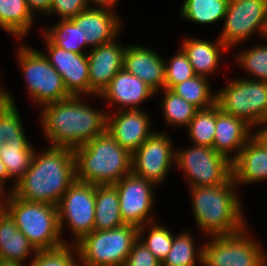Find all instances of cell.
<instances>
[{"mask_svg":"<svg viewBox=\"0 0 267 266\" xmlns=\"http://www.w3.org/2000/svg\"><path fill=\"white\" fill-rule=\"evenodd\" d=\"M44 54L62 76L66 90L74 96H89V66L87 54H78L56 46L45 34ZM47 55V56H46Z\"/></svg>","mask_w":267,"mask_h":266,"instance_id":"16","label":"cell"},{"mask_svg":"<svg viewBox=\"0 0 267 266\" xmlns=\"http://www.w3.org/2000/svg\"><path fill=\"white\" fill-rule=\"evenodd\" d=\"M262 126L259 130H257L255 133L252 131L251 137L258 142L262 147L267 149V119L261 120L257 122L253 127Z\"/></svg>","mask_w":267,"mask_h":266,"instance_id":"41","label":"cell"},{"mask_svg":"<svg viewBox=\"0 0 267 266\" xmlns=\"http://www.w3.org/2000/svg\"><path fill=\"white\" fill-rule=\"evenodd\" d=\"M235 57L238 65L254 77L251 80L267 81V45L241 50Z\"/></svg>","mask_w":267,"mask_h":266,"instance_id":"35","label":"cell"},{"mask_svg":"<svg viewBox=\"0 0 267 266\" xmlns=\"http://www.w3.org/2000/svg\"><path fill=\"white\" fill-rule=\"evenodd\" d=\"M220 108L215 104L207 109H199L187 126L191 142L197 146L213 148L216 130V114Z\"/></svg>","mask_w":267,"mask_h":266,"instance_id":"31","label":"cell"},{"mask_svg":"<svg viewBox=\"0 0 267 266\" xmlns=\"http://www.w3.org/2000/svg\"><path fill=\"white\" fill-rule=\"evenodd\" d=\"M137 240L138 227L131 224L110 230H93L75 243L78 261L84 266H123Z\"/></svg>","mask_w":267,"mask_h":266,"instance_id":"7","label":"cell"},{"mask_svg":"<svg viewBox=\"0 0 267 266\" xmlns=\"http://www.w3.org/2000/svg\"><path fill=\"white\" fill-rule=\"evenodd\" d=\"M153 95L156 93L146 83L123 68L99 96L110 105H117L115 109L118 111L141 109L139 105Z\"/></svg>","mask_w":267,"mask_h":266,"instance_id":"20","label":"cell"},{"mask_svg":"<svg viewBox=\"0 0 267 266\" xmlns=\"http://www.w3.org/2000/svg\"><path fill=\"white\" fill-rule=\"evenodd\" d=\"M3 201L2 208L37 251L68 244L60 234L57 206L27 201L13 192L5 193Z\"/></svg>","mask_w":267,"mask_h":266,"instance_id":"5","label":"cell"},{"mask_svg":"<svg viewBox=\"0 0 267 266\" xmlns=\"http://www.w3.org/2000/svg\"><path fill=\"white\" fill-rule=\"evenodd\" d=\"M24 264L20 263H10V262H0V266H23Z\"/></svg>","mask_w":267,"mask_h":266,"instance_id":"44","label":"cell"},{"mask_svg":"<svg viewBox=\"0 0 267 266\" xmlns=\"http://www.w3.org/2000/svg\"><path fill=\"white\" fill-rule=\"evenodd\" d=\"M149 117L143 109L108 112L106 131L132 154L155 132Z\"/></svg>","mask_w":267,"mask_h":266,"instance_id":"17","label":"cell"},{"mask_svg":"<svg viewBox=\"0 0 267 266\" xmlns=\"http://www.w3.org/2000/svg\"><path fill=\"white\" fill-rule=\"evenodd\" d=\"M232 178L237 187L267 179V149L252 137L232 162Z\"/></svg>","mask_w":267,"mask_h":266,"instance_id":"23","label":"cell"},{"mask_svg":"<svg viewBox=\"0 0 267 266\" xmlns=\"http://www.w3.org/2000/svg\"><path fill=\"white\" fill-rule=\"evenodd\" d=\"M125 225L121 218L118 191L114 185H95L94 231Z\"/></svg>","mask_w":267,"mask_h":266,"instance_id":"26","label":"cell"},{"mask_svg":"<svg viewBox=\"0 0 267 266\" xmlns=\"http://www.w3.org/2000/svg\"><path fill=\"white\" fill-rule=\"evenodd\" d=\"M82 99L72 95L41 108L40 122L49 147L74 150L106 131L107 112L89 107Z\"/></svg>","mask_w":267,"mask_h":266,"instance_id":"1","label":"cell"},{"mask_svg":"<svg viewBox=\"0 0 267 266\" xmlns=\"http://www.w3.org/2000/svg\"><path fill=\"white\" fill-rule=\"evenodd\" d=\"M75 181L74 151L48 146L41 154L35 151L30 168L15 184L13 193L27 201L57 206Z\"/></svg>","mask_w":267,"mask_h":266,"instance_id":"2","label":"cell"},{"mask_svg":"<svg viewBox=\"0 0 267 266\" xmlns=\"http://www.w3.org/2000/svg\"><path fill=\"white\" fill-rule=\"evenodd\" d=\"M215 127L213 148L220 155L233 162L251 138L252 127L241 118L226 114L221 110L216 114Z\"/></svg>","mask_w":267,"mask_h":266,"instance_id":"22","label":"cell"},{"mask_svg":"<svg viewBox=\"0 0 267 266\" xmlns=\"http://www.w3.org/2000/svg\"><path fill=\"white\" fill-rule=\"evenodd\" d=\"M229 0H183L181 18L197 24H212L223 20Z\"/></svg>","mask_w":267,"mask_h":266,"instance_id":"28","label":"cell"},{"mask_svg":"<svg viewBox=\"0 0 267 266\" xmlns=\"http://www.w3.org/2000/svg\"><path fill=\"white\" fill-rule=\"evenodd\" d=\"M210 42L200 38H185L181 49L187 55L195 75L209 78L218 69L221 52L229 49L218 38Z\"/></svg>","mask_w":267,"mask_h":266,"instance_id":"24","label":"cell"},{"mask_svg":"<svg viewBox=\"0 0 267 266\" xmlns=\"http://www.w3.org/2000/svg\"><path fill=\"white\" fill-rule=\"evenodd\" d=\"M4 196H5V193L0 189V209L3 206L4 201H2V200H4Z\"/></svg>","mask_w":267,"mask_h":266,"instance_id":"45","label":"cell"},{"mask_svg":"<svg viewBox=\"0 0 267 266\" xmlns=\"http://www.w3.org/2000/svg\"><path fill=\"white\" fill-rule=\"evenodd\" d=\"M36 150L25 134L20 114L14 102V97L0 85V159L4 163L10 179H16L15 184L30 168Z\"/></svg>","mask_w":267,"mask_h":266,"instance_id":"6","label":"cell"},{"mask_svg":"<svg viewBox=\"0 0 267 266\" xmlns=\"http://www.w3.org/2000/svg\"><path fill=\"white\" fill-rule=\"evenodd\" d=\"M57 208L61 236L67 223L74 236V241L69 243H77L94 230L95 185L76 180L63 194Z\"/></svg>","mask_w":267,"mask_h":266,"instance_id":"13","label":"cell"},{"mask_svg":"<svg viewBox=\"0 0 267 266\" xmlns=\"http://www.w3.org/2000/svg\"><path fill=\"white\" fill-rule=\"evenodd\" d=\"M27 2V5L29 7V10L32 12L33 15L34 12H38L41 15L45 14L44 16H47V14L50 11V7L52 5L53 0H25Z\"/></svg>","mask_w":267,"mask_h":266,"instance_id":"40","label":"cell"},{"mask_svg":"<svg viewBox=\"0 0 267 266\" xmlns=\"http://www.w3.org/2000/svg\"><path fill=\"white\" fill-rule=\"evenodd\" d=\"M37 252L28 238L17 228L11 216L1 208L0 261L23 264L31 253L35 255Z\"/></svg>","mask_w":267,"mask_h":266,"instance_id":"25","label":"cell"},{"mask_svg":"<svg viewBox=\"0 0 267 266\" xmlns=\"http://www.w3.org/2000/svg\"><path fill=\"white\" fill-rule=\"evenodd\" d=\"M123 266H162L151 251L139 240H137Z\"/></svg>","mask_w":267,"mask_h":266,"instance_id":"38","label":"cell"},{"mask_svg":"<svg viewBox=\"0 0 267 266\" xmlns=\"http://www.w3.org/2000/svg\"><path fill=\"white\" fill-rule=\"evenodd\" d=\"M118 17L116 11L88 8L69 20L79 25L82 41H86V46L92 49L120 35L122 24Z\"/></svg>","mask_w":267,"mask_h":266,"instance_id":"19","label":"cell"},{"mask_svg":"<svg viewBox=\"0 0 267 266\" xmlns=\"http://www.w3.org/2000/svg\"><path fill=\"white\" fill-rule=\"evenodd\" d=\"M219 39L230 50L259 33L267 37V0H229ZM254 33V34H253Z\"/></svg>","mask_w":267,"mask_h":266,"instance_id":"12","label":"cell"},{"mask_svg":"<svg viewBox=\"0 0 267 266\" xmlns=\"http://www.w3.org/2000/svg\"><path fill=\"white\" fill-rule=\"evenodd\" d=\"M216 105L253 128L257 122L267 119V81L235 78L216 91Z\"/></svg>","mask_w":267,"mask_h":266,"instance_id":"9","label":"cell"},{"mask_svg":"<svg viewBox=\"0 0 267 266\" xmlns=\"http://www.w3.org/2000/svg\"><path fill=\"white\" fill-rule=\"evenodd\" d=\"M145 232H148L145 236ZM174 234L158 222L147 223L138 227V240L142 242L155 258L161 263L165 260L170 252Z\"/></svg>","mask_w":267,"mask_h":266,"instance_id":"32","label":"cell"},{"mask_svg":"<svg viewBox=\"0 0 267 266\" xmlns=\"http://www.w3.org/2000/svg\"><path fill=\"white\" fill-rule=\"evenodd\" d=\"M162 91L164 95L161 108L165 122L170 126L187 127L199 109L171 89L164 88Z\"/></svg>","mask_w":267,"mask_h":266,"instance_id":"33","label":"cell"},{"mask_svg":"<svg viewBox=\"0 0 267 266\" xmlns=\"http://www.w3.org/2000/svg\"><path fill=\"white\" fill-rule=\"evenodd\" d=\"M250 236L247 226L239 233L212 236L203 246L205 266H267V253Z\"/></svg>","mask_w":267,"mask_h":266,"instance_id":"10","label":"cell"},{"mask_svg":"<svg viewBox=\"0 0 267 266\" xmlns=\"http://www.w3.org/2000/svg\"><path fill=\"white\" fill-rule=\"evenodd\" d=\"M34 17L25 0H0V28L16 39L26 37Z\"/></svg>","mask_w":267,"mask_h":266,"instance_id":"27","label":"cell"},{"mask_svg":"<svg viewBox=\"0 0 267 266\" xmlns=\"http://www.w3.org/2000/svg\"><path fill=\"white\" fill-rule=\"evenodd\" d=\"M172 143L166 133L154 132L132 153L131 172L156 186L162 184L171 165H175L176 151Z\"/></svg>","mask_w":267,"mask_h":266,"instance_id":"14","label":"cell"},{"mask_svg":"<svg viewBox=\"0 0 267 266\" xmlns=\"http://www.w3.org/2000/svg\"><path fill=\"white\" fill-rule=\"evenodd\" d=\"M175 165L186 175L189 187L217 186L232 178V162L210 147L176 150Z\"/></svg>","mask_w":267,"mask_h":266,"instance_id":"11","label":"cell"},{"mask_svg":"<svg viewBox=\"0 0 267 266\" xmlns=\"http://www.w3.org/2000/svg\"><path fill=\"white\" fill-rule=\"evenodd\" d=\"M73 151L79 182L114 185L131 173L132 154L107 131Z\"/></svg>","mask_w":267,"mask_h":266,"instance_id":"4","label":"cell"},{"mask_svg":"<svg viewBox=\"0 0 267 266\" xmlns=\"http://www.w3.org/2000/svg\"><path fill=\"white\" fill-rule=\"evenodd\" d=\"M118 191L121 218L136 227L155 222L151 214L154 203V183L132 172L114 184Z\"/></svg>","mask_w":267,"mask_h":266,"instance_id":"15","label":"cell"},{"mask_svg":"<svg viewBox=\"0 0 267 266\" xmlns=\"http://www.w3.org/2000/svg\"><path fill=\"white\" fill-rule=\"evenodd\" d=\"M52 28L44 29V34L58 47L78 54H87L86 41H82L79 25L69 19H60ZM85 49V50H83Z\"/></svg>","mask_w":267,"mask_h":266,"instance_id":"34","label":"cell"},{"mask_svg":"<svg viewBox=\"0 0 267 266\" xmlns=\"http://www.w3.org/2000/svg\"><path fill=\"white\" fill-rule=\"evenodd\" d=\"M117 39L116 37L110 42L87 51L90 96L99 97L113 77L123 69L126 47Z\"/></svg>","mask_w":267,"mask_h":266,"instance_id":"18","label":"cell"},{"mask_svg":"<svg viewBox=\"0 0 267 266\" xmlns=\"http://www.w3.org/2000/svg\"><path fill=\"white\" fill-rule=\"evenodd\" d=\"M123 68L140 78L155 93L165 86V61L156 51L141 45H126Z\"/></svg>","mask_w":267,"mask_h":266,"instance_id":"21","label":"cell"},{"mask_svg":"<svg viewBox=\"0 0 267 266\" xmlns=\"http://www.w3.org/2000/svg\"><path fill=\"white\" fill-rule=\"evenodd\" d=\"M88 8L86 0H53L47 15L56 13L59 19H70Z\"/></svg>","mask_w":267,"mask_h":266,"instance_id":"39","label":"cell"},{"mask_svg":"<svg viewBox=\"0 0 267 266\" xmlns=\"http://www.w3.org/2000/svg\"><path fill=\"white\" fill-rule=\"evenodd\" d=\"M193 238L189 230L174 236L170 252L162 266H195L196 261L202 265L203 246L197 250Z\"/></svg>","mask_w":267,"mask_h":266,"instance_id":"29","label":"cell"},{"mask_svg":"<svg viewBox=\"0 0 267 266\" xmlns=\"http://www.w3.org/2000/svg\"><path fill=\"white\" fill-rule=\"evenodd\" d=\"M210 86L208 78L195 75L171 90L198 109H207L216 104V92L212 93Z\"/></svg>","mask_w":267,"mask_h":266,"instance_id":"30","label":"cell"},{"mask_svg":"<svg viewBox=\"0 0 267 266\" xmlns=\"http://www.w3.org/2000/svg\"><path fill=\"white\" fill-rule=\"evenodd\" d=\"M17 59L28 93L37 104L43 107L72 96L66 90L62 76L49 63L41 50L20 44Z\"/></svg>","mask_w":267,"mask_h":266,"instance_id":"8","label":"cell"},{"mask_svg":"<svg viewBox=\"0 0 267 266\" xmlns=\"http://www.w3.org/2000/svg\"><path fill=\"white\" fill-rule=\"evenodd\" d=\"M119 0H86L89 8H97V9H109L111 11H115L114 6L118 3ZM92 4L97 6H91Z\"/></svg>","mask_w":267,"mask_h":266,"instance_id":"42","label":"cell"},{"mask_svg":"<svg viewBox=\"0 0 267 266\" xmlns=\"http://www.w3.org/2000/svg\"><path fill=\"white\" fill-rule=\"evenodd\" d=\"M8 172L2 160L0 159V189L5 193L6 191L3 190L5 187L6 180L9 181Z\"/></svg>","mask_w":267,"mask_h":266,"instance_id":"43","label":"cell"},{"mask_svg":"<svg viewBox=\"0 0 267 266\" xmlns=\"http://www.w3.org/2000/svg\"><path fill=\"white\" fill-rule=\"evenodd\" d=\"M195 76L193 67L184 51L179 48L177 54L165 62V89H172L176 84Z\"/></svg>","mask_w":267,"mask_h":266,"instance_id":"37","label":"cell"},{"mask_svg":"<svg viewBox=\"0 0 267 266\" xmlns=\"http://www.w3.org/2000/svg\"><path fill=\"white\" fill-rule=\"evenodd\" d=\"M75 244H64L58 248L38 251L29 266H78Z\"/></svg>","mask_w":267,"mask_h":266,"instance_id":"36","label":"cell"},{"mask_svg":"<svg viewBox=\"0 0 267 266\" xmlns=\"http://www.w3.org/2000/svg\"><path fill=\"white\" fill-rule=\"evenodd\" d=\"M189 188L195 223L204 235H232L247 226L233 178L217 186Z\"/></svg>","mask_w":267,"mask_h":266,"instance_id":"3","label":"cell"}]
</instances>
